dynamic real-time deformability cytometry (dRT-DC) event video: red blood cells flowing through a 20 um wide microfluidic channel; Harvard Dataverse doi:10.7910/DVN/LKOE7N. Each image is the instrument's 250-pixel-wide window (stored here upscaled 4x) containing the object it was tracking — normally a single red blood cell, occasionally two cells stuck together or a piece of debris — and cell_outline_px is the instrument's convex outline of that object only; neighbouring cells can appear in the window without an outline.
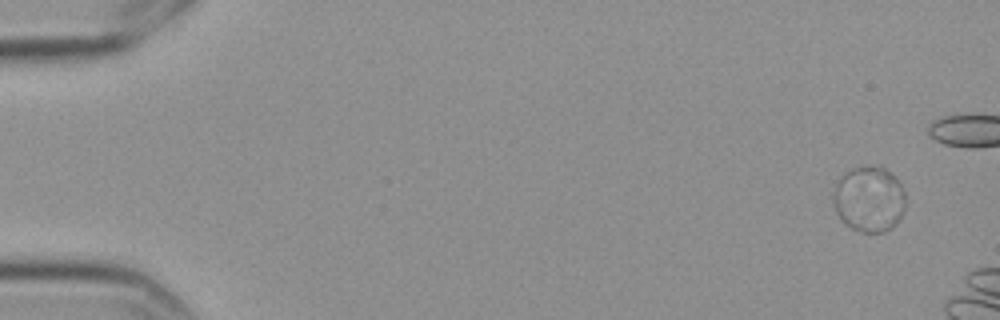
{"species": "Egyptian fruit bat (a non-hibernating species)", "species_latin": "Rousettus aegyptiacus", "temperature_condition": "cold", "stored_images_in_passage": 4, "segment_of_instrument_passage": [2, 2], "camera_frame_rate_fps": 3000, "um_per_image_px": 0.085, "frame": {"image": 1, "passage_image": 4, "time_ms": 1.0, "image_size_px": [1000, 320], "cell_outline_px": [[904, 208], [900, 216], [892, 228], [884, 232], [860, 232], [844, 224], [840, 220], [836, 212], [832, 200], [832, 192], [836, 184], [852, 168], [864, 164], [880, 164], [900, 184], [904, 192]], "centroid_in_image_um": [73.84, 16.92], "position_along_channel_um": 11.2, "area_um2": 27.74}}